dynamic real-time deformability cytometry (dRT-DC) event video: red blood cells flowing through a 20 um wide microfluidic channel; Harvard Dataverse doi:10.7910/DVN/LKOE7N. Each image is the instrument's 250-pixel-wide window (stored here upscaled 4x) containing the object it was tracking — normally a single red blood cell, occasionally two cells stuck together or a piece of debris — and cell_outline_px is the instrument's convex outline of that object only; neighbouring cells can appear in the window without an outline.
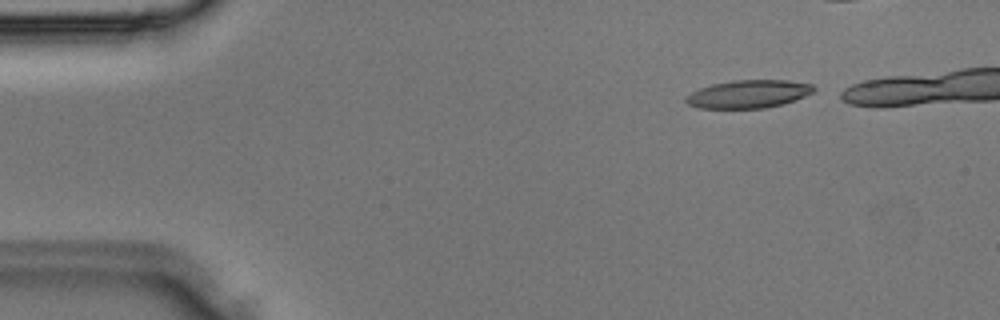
{"species": "Egyptian fruit bat (a non-hibernating species)", "species_latin": "Rousettus aegyptiacus", "temperature_condition": "room temperature", "stored_images_in_passage": 29, "camera_frame_rate_fps": 3000, "um_per_image_px": 0.085, "animal": {"sex": "male"}, "frame": {"image": 1, "passage_image": 2, "time_ms": 0.333, "image_size_px": [1000, 320], "cell_outline_px": [[816, 92], [780, 104], [764, 108], [700, 108], [688, 104], [684, 100], [692, 92], [700, 88], [712, 84], [732, 80], [788, 80], [812, 84], [816, 88]], "centroid_in_image_um": [63.64, 7.98], "position_along_channel_um": 21.4, "area_um2": 20.69}}
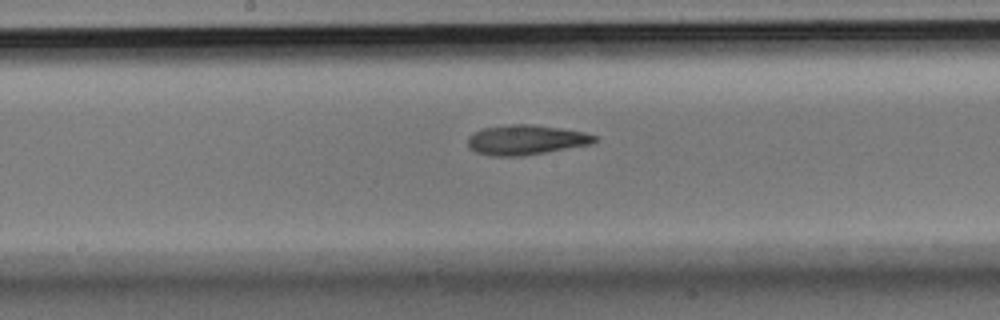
{"frame": {"image": 2, "passage_image": 16, "time_ms": 5.0, "image_size_px": [1000, 320], "cell_outline_px": [[600, 140], [592, 144], [524, 156], [488, 156], [476, 152], [468, 148], [468, 136], [484, 128], [508, 124], [532, 124], [560, 128], [584, 132], [596, 136]], "centroid_in_image_um": [44.72, 11.89], "position_along_channel_um": 203.5, "area_um2": 22.25}}
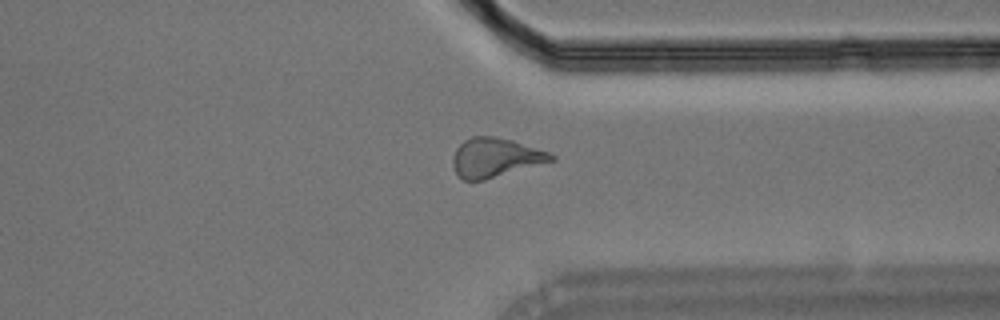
{"frame": {"image": 3, "passage_image": 25, "time_ms": 8.0, "image_size_px": [1000, 320], "cell_outline_px": [[556, 160], [484, 180], [464, 180], [456, 176], [452, 164], [452, 156], [456, 148], [464, 140], [472, 136], [496, 136], [512, 140], [548, 152], [556, 156]], "centroid_in_image_um": [42.07, 13.4], "position_along_channel_um": 369.3, "area_um2": 22.54}}